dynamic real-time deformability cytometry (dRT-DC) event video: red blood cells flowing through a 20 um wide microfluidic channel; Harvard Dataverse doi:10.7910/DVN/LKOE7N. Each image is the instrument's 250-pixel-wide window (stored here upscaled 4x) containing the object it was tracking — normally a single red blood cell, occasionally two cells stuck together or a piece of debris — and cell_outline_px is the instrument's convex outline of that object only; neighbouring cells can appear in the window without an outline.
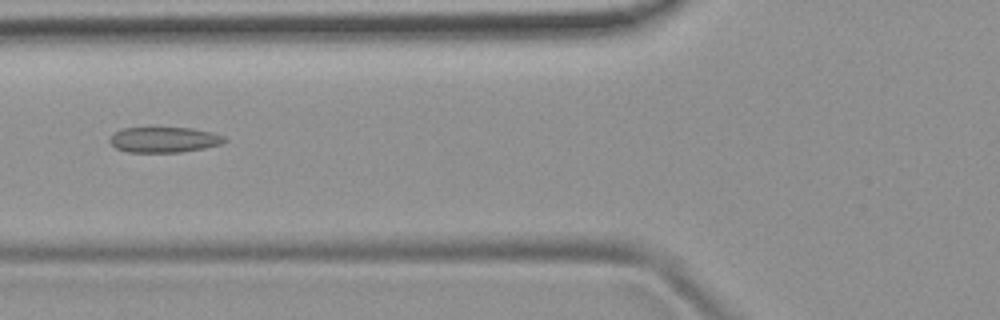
{"species": "common noctule bat (a hibernating species)", "species_latin": "Nyctalus noctula", "temperature_condition": "room temperature", "stored_images_in_passage": 52, "camera_frame_rate_fps": 3000, "um_per_image_px": 0.085, "animal": {"sex": "female", "body_mass_g": 19.9}, "frame": {"image": 1, "passage_image": 20, "time_ms": 6.333, "image_size_px": [1000, 320], "cell_outline_px": [[228, 140], [224, 144], [204, 148], [180, 152], [128, 152], [116, 148], [108, 140], [120, 128], [152, 124], [192, 128], [212, 132], [224, 136]], "centroid_in_image_um": [13.94, 11.81], "position_along_channel_um": 111.9, "area_um2": 18.09}}
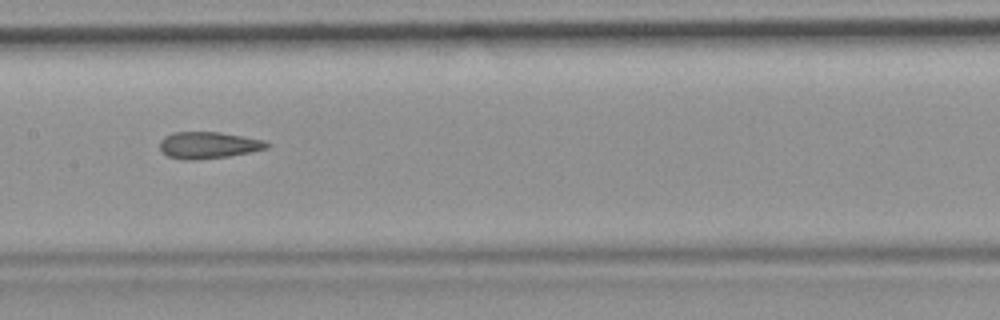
{"frame": {"image": 2, "passage_image": 26, "time_ms": 8.333, "image_size_px": [1000, 320], "cell_outline_px": [[272, 144], [268, 148], [228, 156], [196, 160], [184, 160], [168, 156], [160, 152], [160, 140], [164, 136], [172, 132], [220, 132], [264, 140]], "centroid_in_image_um": [17.68, 12.33], "position_along_channel_um": 189.7, "area_um2": 16.76}}
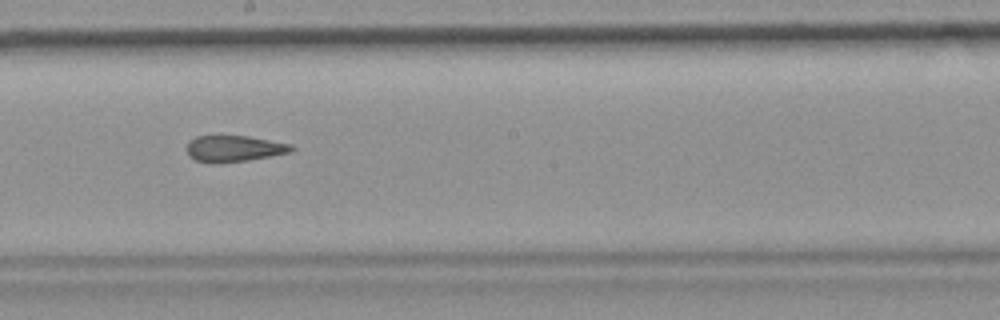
{"frame": {"image": 3, "passage_image": 29, "time_ms": 9.333, "image_size_px": [1000, 320], "cell_outline_px": [[296, 148], [292, 152], [248, 160], [212, 164], [196, 160], [188, 156], [188, 144], [196, 136], [248, 136], [292, 144]], "centroid_in_image_um": [19.93, 12.64], "position_along_channel_um": 228.3, "area_um2": 16.01}, "authors_computed_cell_mechanics": {"area_um2": 17.2822, "velocity_mm_per_s": 3.8984, "shape_relaxation_time_tau1_ms": null, "shape_relaxation_time_tau2_ms": 2.7376, "deformation_change_tau1": null, "deformation_change_tau2": 0.1278}}